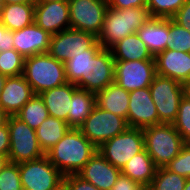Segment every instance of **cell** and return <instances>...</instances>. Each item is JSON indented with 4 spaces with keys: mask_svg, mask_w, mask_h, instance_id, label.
I'll return each instance as SVG.
<instances>
[{
    "mask_svg": "<svg viewBox=\"0 0 190 190\" xmlns=\"http://www.w3.org/2000/svg\"><path fill=\"white\" fill-rule=\"evenodd\" d=\"M97 148L82 134L79 128H70L45 155L65 176L77 174Z\"/></svg>",
    "mask_w": 190,
    "mask_h": 190,
    "instance_id": "1",
    "label": "cell"
},
{
    "mask_svg": "<svg viewBox=\"0 0 190 190\" xmlns=\"http://www.w3.org/2000/svg\"><path fill=\"white\" fill-rule=\"evenodd\" d=\"M151 18L147 7L117 9L108 7L97 41L109 49L123 38L136 33Z\"/></svg>",
    "mask_w": 190,
    "mask_h": 190,
    "instance_id": "2",
    "label": "cell"
},
{
    "mask_svg": "<svg viewBox=\"0 0 190 190\" xmlns=\"http://www.w3.org/2000/svg\"><path fill=\"white\" fill-rule=\"evenodd\" d=\"M35 94L68 83L64 63L48 53L25 58L23 74Z\"/></svg>",
    "mask_w": 190,
    "mask_h": 190,
    "instance_id": "3",
    "label": "cell"
},
{
    "mask_svg": "<svg viewBox=\"0 0 190 190\" xmlns=\"http://www.w3.org/2000/svg\"><path fill=\"white\" fill-rule=\"evenodd\" d=\"M145 150L155 166L165 167L186 145L173 124H159L143 128Z\"/></svg>",
    "mask_w": 190,
    "mask_h": 190,
    "instance_id": "4",
    "label": "cell"
},
{
    "mask_svg": "<svg viewBox=\"0 0 190 190\" xmlns=\"http://www.w3.org/2000/svg\"><path fill=\"white\" fill-rule=\"evenodd\" d=\"M7 126L10 140L8 157L11 163L18 164L35 160L45 155L38 143L36 130L15 115L8 116Z\"/></svg>",
    "mask_w": 190,
    "mask_h": 190,
    "instance_id": "5",
    "label": "cell"
},
{
    "mask_svg": "<svg viewBox=\"0 0 190 190\" xmlns=\"http://www.w3.org/2000/svg\"><path fill=\"white\" fill-rule=\"evenodd\" d=\"M149 89L158 112L159 124H172L177 118L180 100L185 94L184 85L156 74Z\"/></svg>",
    "mask_w": 190,
    "mask_h": 190,
    "instance_id": "6",
    "label": "cell"
},
{
    "mask_svg": "<svg viewBox=\"0 0 190 190\" xmlns=\"http://www.w3.org/2000/svg\"><path fill=\"white\" fill-rule=\"evenodd\" d=\"M144 149L143 129L128 127L122 133L103 143L97 151L114 167L122 170L134 155Z\"/></svg>",
    "mask_w": 190,
    "mask_h": 190,
    "instance_id": "7",
    "label": "cell"
},
{
    "mask_svg": "<svg viewBox=\"0 0 190 190\" xmlns=\"http://www.w3.org/2000/svg\"><path fill=\"white\" fill-rule=\"evenodd\" d=\"M129 127L123 117L95 106L90 116L79 127L82 134L98 149L107 140Z\"/></svg>",
    "mask_w": 190,
    "mask_h": 190,
    "instance_id": "8",
    "label": "cell"
},
{
    "mask_svg": "<svg viewBox=\"0 0 190 190\" xmlns=\"http://www.w3.org/2000/svg\"><path fill=\"white\" fill-rule=\"evenodd\" d=\"M18 164L23 190H51L64 179L46 155Z\"/></svg>",
    "mask_w": 190,
    "mask_h": 190,
    "instance_id": "9",
    "label": "cell"
},
{
    "mask_svg": "<svg viewBox=\"0 0 190 190\" xmlns=\"http://www.w3.org/2000/svg\"><path fill=\"white\" fill-rule=\"evenodd\" d=\"M70 28L89 32L96 37L103 26L108 9L107 0H68Z\"/></svg>",
    "mask_w": 190,
    "mask_h": 190,
    "instance_id": "10",
    "label": "cell"
},
{
    "mask_svg": "<svg viewBox=\"0 0 190 190\" xmlns=\"http://www.w3.org/2000/svg\"><path fill=\"white\" fill-rule=\"evenodd\" d=\"M97 42V37L89 32L68 28L52 35L48 54L56 60L65 62L90 49Z\"/></svg>",
    "mask_w": 190,
    "mask_h": 190,
    "instance_id": "11",
    "label": "cell"
},
{
    "mask_svg": "<svg viewBox=\"0 0 190 190\" xmlns=\"http://www.w3.org/2000/svg\"><path fill=\"white\" fill-rule=\"evenodd\" d=\"M155 75V60L115 61L114 82L128 92L149 87Z\"/></svg>",
    "mask_w": 190,
    "mask_h": 190,
    "instance_id": "12",
    "label": "cell"
},
{
    "mask_svg": "<svg viewBox=\"0 0 190 190\" xmlns=\"http://www.w3.org/2000/svg\"><path fill=\"white\" fill-rule=\"evenodd\" d=\"M115 60L109 49L88 55L87 77H82V89L97 93L114 82Z\"/></svg>",
    "mask_w": 190,
    "mask_h": 190,
    "instance_id": "13",
    "label": "cell"
},
{
    "mask_svg": "<svg viewBox=\"0 0 190 190\" xmlns=\"http://www.w3.org/2000/svg\"><path fill=\"white\" fill-rule=\"evenodd\" d=\"M34 22L51 35L67 30L70 28L69 2L35 1Z\"/></svg>",
    "mask_w": 190,
    "mask_h": 190,
    "instance_id": "14",
    "label": "cell"
},
{
    "mask_svg": "<svg viewBox=\"0 0 190 190\" xmlns=\"http://www.w3.org/2000/svg\"><path fill=\"white\" fill-rule=\"evenodd\" d=\"M128 106L127 123L129 127L143 129L148 126L159 125L158 112L149 87L129 92Z\"/></svg>",
    "mask_w": 190,
    "mask_h": 190,
    "instance_id": "15",
    "label": "cell"
},
{
    "mask_svg": "<svg viewBox=\"0 0 190 190\" xmlns=\"http://www.w3.org/2000/svg\"><path fill=\"white\" fill-rule=\"evenodd\" d=\"M156 74L185 85L190 81V53L166 49L154 57Z\"/></svg>",
    "mask_w": 190,
    "mask_h": 190,
    "instance_id": "16",
    "label": "cell"
},
{
    "mask_svg": "<svg viewBox=\"0 0 190 190\" xmlns=\"http://www.w3.org/2000/svg\"><path fill=\"white\" fill-rule=\"evenodd\" d=\"M52 35L35 22L21 30L13 31L14 49L24 58L48 53Z\"/></svg>",
    "mask_w": 190,
    "mask_h": 190,
    "instance_id": "17",
    "label": "cell"
},
{
    "mask_svg": "<svg viewBox=\"0 0 190 190\" xmlns=\"http://www.w3.org/2000/svg\"><path fill=\"white\" fill-rule=\"evenodd\" d=\"M77 174L99 190H110L120 176L121 170L97 151Z\"/></svg>",
    "mask_w": 190,
    "mask_h": 190,
    "instance_id": "18",
    "label": "cell"
},
{
    "mask_svg": "<svg viewBox=\"0 0 190 190\" xmlns=\"http://www.w3.org/2000/svg\"><path fill=\"white\" fill-rule=\"evenodd\" d=\"M34 94L23 75L7 77L0 95V107L9 116L15 115Z\"/></svg>",
    "mask_w": 190,
    "mask_h": 190,
    "instance_id": "19",
    "label": "cell"
},
{
    "mask_svg": "<svg viewBox=\"0 0 190 190\" xmlns=\"http://www.w3.org/2000/svg\"><path fill=\"white\" fill-rule=\"evenodd\" d=\"M136 33L155 57L166 50L169 18L151 17Z\"/></svg>",
    "mask_w": 190,
    "mask_h": 190,
    "instance_id": "20",
    "label": "cell"
},
{
    "mask_svg": "<svg viewBox=\"0 0 190 190\" xmlns=\"http://www.w3.org/2000/svg\"><path fill=\"white\" fill-rule=\"evenodd\" d=\"M77 88L75 84L68 82L40 93L49 116L63 120L68 125V111L71 106L72 95Z\"/></svg>",
    "mask_w": 190,
    "mask_h": 190,
    "instance_id": "21",
    "label": "cell"
},
{
    "mask_svg": "<svg viewBox=\"0 0 190 190\" xmlns=\"http://www.w3.org/2000/svg\"><path fill=\"white\" fill-rule=\"evenodd\" d=\"M96 106L110 113H114L127 120L129 109V92L116 82L111 83L105 89L96 94Z\"/></svg>",
    "mask_w": 190,
    "mask_h": 190,
    "instance_id": "22",
    "label": "cell"
},
{
    "mask_svg": "<svg viewBox=\"0 0 190 190\" xmlns=\"http://www.w3.org/2000/svg\"><path fill=\"white\" fill-rule=\"evenodd\" d=\"M109 50L115 61L154 60L145 43L133 33L113 44Z\"/></svg>",
    "mask_w": 190,
    "mask_h": 190,
    "instance_id": "23",
    "label": "cell"
},
{
    "mask_svg": "<svg viewBox=\"0 0 190 190\" xmlns=\"http://www.w3.org/2000/svg\"><path fill=\"white\" fill-rule=\"evenodd\" d=\"M156 170L157 167L152 158L144 149L142 152L134 155L125 164L121 170V174L148 188L154 179Z\"/></svg>",
    "mask_w": 190,
    "mask_h": 190,
    "instance_id": "24",
    "label": "cell"
},
{
    "mask_svg": "<svg viewBox=\"0 0 190 190\" xmlns=\"http://www.w3.org/2000/svg\"><path fill=\"white\" fill-rule=\"evenodd\" d=\"M35 3L4 4L0 17L4 26L17 31L34 23Z\"/></svg>",
    "mask_w": 190,
    "mask_h": 190,
    "instance_id": "25",
    "label": "cell"
},
{
    "mask_svg": "<svg viewBox=\"0 0 190 190\" xmlns=\"http://www.w3.org/2000/svg\"><path fill=\"white\" fill-rule=\"evenodd\" d=\"M95 106V93L77 88L72 95L71 106L68 111V126L70 128H79L90 116Z\"/></svg>",
    "mask_w": 190,
    "mask_h": 190,
    "instance_id": "26",
    "label": "cell"
},
{
    "mask_svg": "<svg viewBox=\"0 0 190 190\" xmlns=\"http://www.w3.org/2000/svg\"><path fill=\"white\" fill-rule=\"evenodd\" d=\"M69 129L67 122L48 116L36 129L38 143L43 153L46 154Z\"/></svg>",
    "mask_w": 190,
    "mask_h": 190,
    "instance_id": "27",
    "label": "cell"
},
{
    "mask_svg": "<svg viewBox=\"0 0 190 190\" xmlns=\"http://www.w3.org/2000/svg\"><path fill=\"white\" fill-rule=\"evenodd\" d=\"M103 49L97 41L90 49L64 62L66 77L69 83L82 89V77H87L88 55H97Z\"/></svg>",
    "mask_w": 190,
    "mask_h": 190,
    "instance_id": "28",
    "label": "cell"
},
{
    "mask_svg": "<svg viewBox=\"0 0 190 190\" xmlns=\"http://www.w3.org/2000/svg\"><path fill=\"white\" fill-rule=\"evenodd\" d=\"M15 116L36 130L49 114L42 97L34 94Z\"/></svg>",
    "mask_w": 190,
    "mask_h": 190,
    "instance_id": "29",
    "label": "cell"
},
{
    "mask_svg": "<svg viewBox=\"0 0 190 190\" xmlns=\"http://www.w3.org/2000/svg\"><path fill=\"white\" fill-rule=\"evenodd\" d=\"M186 181L187 178L168 170L166 167H159L147 190H183Z\"/></svg>",
    "mask_w": 190,
    "mask_h": 190,
    "instance_id": "30",
    "label": "cell"
},
{
    "mask_svg": "<svg viewBox=\"0 0 190 190\" xmlns=\"http://www.w3.org/2000/svg\"><path fill=\"white\" fill-rule=\"evenodd\" d=\"M166 49L189 52L190 53V30L177 24L172 18H169Z\"/></svg>",
    "mask_w": 190,
    "mask_h": 190,
    "instance_id": "31",
    "label": "cell"
},
{
    "mask_svg": "<svg viewBox=\"0 0 190 190\" xmlns=\"http://www.w3.org/2000/svg\"><path fill=\"white\" fill-rule=\"evenodd\" d=\"M25 58L15 49L0 52V73L7 76L23 74Z\"/></svg>",
    "mask_w": 190,
    "mask_h": 190,
    "instance_id": "32",
    "label": "cell"
},
{
    "mask_svg": "<svg viewBox=\"0 0 190 190\" xmlns=\"http://www.w3.org/2000/svg\"><path fill=\"white\" fill-rule=\"evenodd\" d=\"M172 124L185 144L190 145V98L186 94L180 100L178 115Z\"/></svg>",
    "mask_w": 190,
    "mask_h": 190,
    "instance_id": "33",
    "label": "cell"
},
{
    "mask_svg": "<svg viewBox=\"0 0 190 190\" xmlns=\"http://www.w3.org/2000/svg\"><path fill=\"white\" fill-rule=\"evenodd\" d=\"M186 0H147L151 17L172 18Z\"/></svg>",
    "mask_w": 190,
    "mask_h": 190,
    "instance_id": "34",
    "label": "cell"
},
{
    "mask_svg": "<svg viewBox=\"0 0 190 190\" xmlns=\"http://www.w3.org/2000/svg\"><path fill=\"white\" fill-rule=\"evenodd\" d=\"M0 190H23L19 164L9 162L0 172Z\"/></svg>",
    "mask_w": 190,
    "mask_h": 190,
    "instance_id": "35",
    "label": "cell"
},
{
    "mask_svg": "<svg viewBox=\"0 0 190 190\" xmlns=\"http://www.w3.org/2000/svg\"><path fill=\"white\" fill-rule=\"evenodd\" d=\"M168 170L185 178H190V145H185L180 153L175 156L166 166Z\"/></svg>",
    "mask_w": 190,
    "mask_h": 190,
    "instance_id": "36",
    "label": "cell"
},
{
    "mask_svg": "<svg viewBox=\"0 0 190 190\" xmlns=\"http://www.w3.org/2000/svg\"><path fill=\"white\" fill-rule=\"evenodd\" d=\"M64 178L69 183L70 190H99L96 186L84 180L78 174H68Z\"/></svg>",
    "mask_w": 190,
    "mask_h": 190,
    "instance_id": "37",
    "label": "cell"
},
{
    "mask_svg": "<svg viewBox=\"0 0 190 190\" xmlns=\"http://www.w3.org/2000/svg\"><path fill=\"white\" fill-rule=\"evenodd\" d=\"M110 190H147V188L139 182H136L129 177L120 174L116 183Z\"/></svg>",
    "mask_w": 190,
    "mask_h": 190,
    "instance_id": "38",
    "label": "cell"
},
{
    "mask_svg": "<svg viewBox=\"0 0 190 190\" xmlns=\"http://www.w3.org/2000/svg\"><path fill=\"white\" fill-rule=\"evenodd\" d=\"M172 19L183 28L190 30V0H186Z\"/></svg>",
    "mask_w": 190,
    "mask_h": 190,
    "instance_id": "39",
    "label": "cell"
},
{
    "mask_svg": "<svg viewBox=\"0 0 190 190\" xmlns=\"http://www.w3.org/2000/svg\"><path fill=\"white\" fill-rule=\"evenodd\" d=\"M14 49L13 31L7 29L0 17V52Z\"/></svg>",
    "mask_w": 190,
    "mask_h": 190,
    "instance_id": "40",
    "label": "cell"
},
{
    "mask_svg": "<svg viewBox=\"0 0 190 190\" xmlns=\"http://www.w3.org/2000/svg\"><path fill=\"white\" fill-rule=\"evenodd\" d=\"M108 6L117 9H127L133 7H146L147 0H107Z\"/></svg>",
    "mask_w": 190,
    "mask_h": 190,
    "instance_id": "41",
    "label": "cell"
},
{
    "mask_svg": "<svg viewBox=\"0 0 190 190\" xmlns=\"http://www.w3.org/2000/svg\"><path fill=\"white\" fill-rule=\"evenodd\" d=\"M10 140H9V129L7 123L0 127V155L9 154Z\"/></svg>",
    "mask_w": 190,
    "mask_h": 190,
    "instance_id": "42",
    "label": "cell"
},
{
    "mask_svg": "<svg viewBox=\"0 0 190 190\" xmlns=\"http://www.w3.org/2000/svg\"><path fill=\"white\" fill-rule=\"evenodd\" d=\"M51 190H70L69 189V183L68 181L64 178L61 180L57 185H55Z\"/></svg>",
    "mask_w": 190,
    "mask_h": 190,
    "instance_id": "43",
    "label": "cell"
},
{
    "mask_svg": "<svg viewBox=\"0 0 190 190\" xmlns=\"http://www.w3.org/2000/svg\"><path fill=\"white\" fill-rule=\"evenodd\" d=\"M8 114L0 107V127L7 123Z\"/></svg>",
    "mask_w": 190,
    "mask_h": 190,
    "instance_id": "44",
    "label": "cell"
},
{
    "mask_svg": "<svg viewBox=\"0 0 190 190\" xmlns=\"http://www.w3.org/2000/svg\"><path fill=\"white\" fill-rule=\"evenodd\" d=\"M9 157L6 155H0V172L9 163Z\"/></svg>",
    "mask_w": 190,
    "mask_h": 190,
    "instance_id": "45",
    "label": "cell"
},
{
    "mask_svg": "<svg viewBox=\"0 0 190 190\" xmlns=\"http://www.w3.org/2000/svg\"><path fill=\"white\" fill-rule=\"evenodd\" d=\"M4 4L35 3V0H3Z\"/></svg>",
    "mask_w": 190,
    "mask_h": 190,
    "instance_id": "46",
    "label": "cell"
},
{
    "mask_svg": "<svg viewBox=\"0 0 190 190\" xmlns=\"http://www.w3.org/2000/svg\"><path fill=\"white\" fill-rule=\"evenodd\" d=\"M6 79H7V76L0 73V95H1V92L4 87V83H5Z\"/></svg>",
    "mask_w": 190,
    "mask_h": 190,
    "instance_id": "47",
    "label": "cell"
},
{
    "mask_svg": "<svg viewBox=\"0 0 190 190\" xmlns=\"http://www.w3.org/2000/svg\"><path fill=\"white\" fill-rule=\"evenodd\" d=\"M185 94L190 98V81L187 82L185 85Z\"/></svg>",
    "mask_w": 190,
    "mask_h": 190,
    "instance_id": "48",
    "label": "cell"
},
{
    "mask_svg": "<svg viewBox=\"0 0 190 190\" xmlns=\"http://www.w3.org/2000/svg\"><path fill=\"white\" fill-rule=\"evenodd\" d=\"M183 190H190V178H187V181L185 183Z\"/></svg>",
    "mask_w": 190,
    "mask_h": 190,
    "instance_id": "49",
    "label": "cell"
},
{
    "mask_svg": "<svg viewBox=\"0 0 190 190\" xmlns=\"http://www.w3.org/2000/svg\"><path fill=\"white\" fill-rule=\"evenodd\" d=\"M35 1H60V0H35ZM61 1H68V0H61Z\"/></svg>",
    "mask_w": 190,
    "mask_h": 190,
    "instance_id": "50",
    "label": "cell"
},
{
    "mask_svg": "<svg viewBox=\"0 0 190 190\" xmlns=\"http://www.w3.org/2000/svg\"><path fill=\"white\" fill-rule=\"evenodd\" d=\"M3 5H4L3 0H0V11H1V8H2Z\"/></svg>",
    "mask_w": 190,
    "mask_h": 190,
    "instance_id": "51",
    "label": "cell"
}]
</instances>
